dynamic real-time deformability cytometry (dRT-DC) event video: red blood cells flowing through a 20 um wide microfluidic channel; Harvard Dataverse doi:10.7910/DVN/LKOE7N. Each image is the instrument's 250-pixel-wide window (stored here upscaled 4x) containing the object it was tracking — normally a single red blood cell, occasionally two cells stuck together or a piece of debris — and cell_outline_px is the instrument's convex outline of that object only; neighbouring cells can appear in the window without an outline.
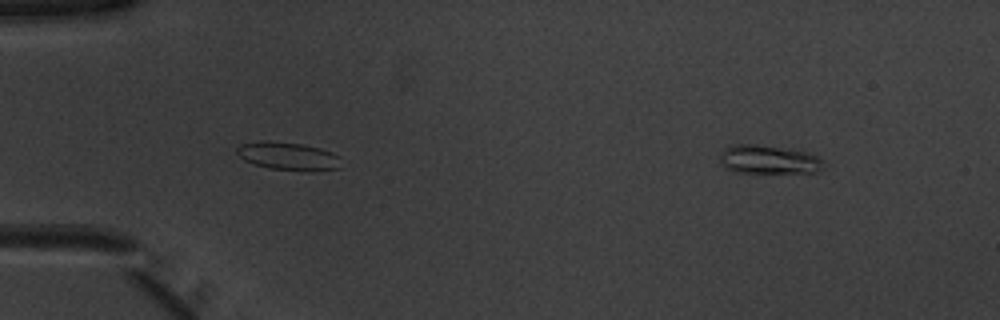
{"species": "common noctule bat (a hibernating species)", "species_latin": "Nyctalus noctula", "temperature_condition": "warm", "stored_images_in_passage": 16, "segment_of_instrument_passage": [2, 2], "camera_frame_rate_fps": 3000, "um_per_image_px": 0.085, "animal": {"sex": "male", "body_mass_g": 20.1, "forearm_length_mm": 53.5}, "frame": {"image": 1, "passage_image": 16, "time_ms": 5.0, "image_size_px": [1000, 320], "cell_outline_px": [[824, 160], [820, 168], [816, 172], [736, 172], [728, 168], [720, 160], [720, 156], [724, 148], [732, 144], [756, 144], [792, 148], [808, 152]], "centroid_in_image_um": [65.34, 13.53], "position_along_channel_um": 19.7, "area_um2": 17.22}}